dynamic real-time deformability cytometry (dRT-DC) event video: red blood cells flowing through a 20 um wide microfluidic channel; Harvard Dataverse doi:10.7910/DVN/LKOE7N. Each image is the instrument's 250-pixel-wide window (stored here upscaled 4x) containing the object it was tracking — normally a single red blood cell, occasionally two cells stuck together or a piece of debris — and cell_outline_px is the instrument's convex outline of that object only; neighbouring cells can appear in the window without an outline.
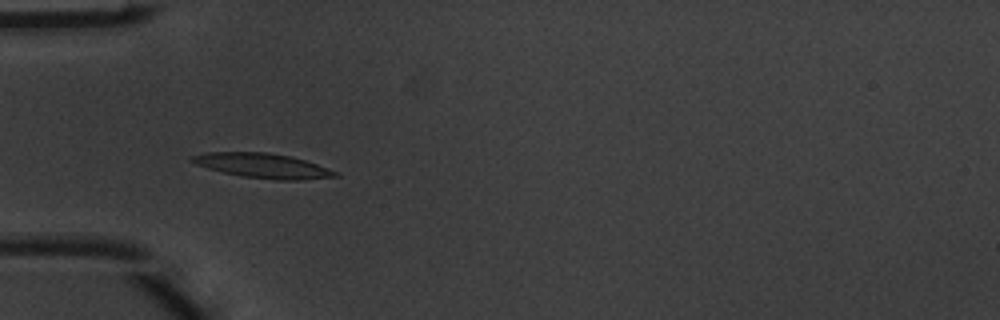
{"species": "common noctule bat (a hibernating species)", "species_latin": "Nyctalus noctula", "temperature_condition": "warm", "stored_images_in_passage": 5, "camera_frame_rate_fps": 3000, "um_per_image_px": 0.085, "animal": {"sex": "male", "body_mass_g": 20.1, "forearm_length_mm": 53.5}, "frame": {"image": 1, "passage_image": 4, "time_ms": 1.0, "image_size_px": [1000, 320], "cell_outline_px": [[340, 176], [300, 180], [276, 180], [244, 176], [224, 172], [208, 168], [196, 164], [188, 160], [188, 156], [208, 152], [268, 152], [288, 156], [304, 160], [340, 172]], "centroid_in_image_um": [22.33, 14.08], "position_along_channel_um": 62.7, "area_um2": 20.52}}